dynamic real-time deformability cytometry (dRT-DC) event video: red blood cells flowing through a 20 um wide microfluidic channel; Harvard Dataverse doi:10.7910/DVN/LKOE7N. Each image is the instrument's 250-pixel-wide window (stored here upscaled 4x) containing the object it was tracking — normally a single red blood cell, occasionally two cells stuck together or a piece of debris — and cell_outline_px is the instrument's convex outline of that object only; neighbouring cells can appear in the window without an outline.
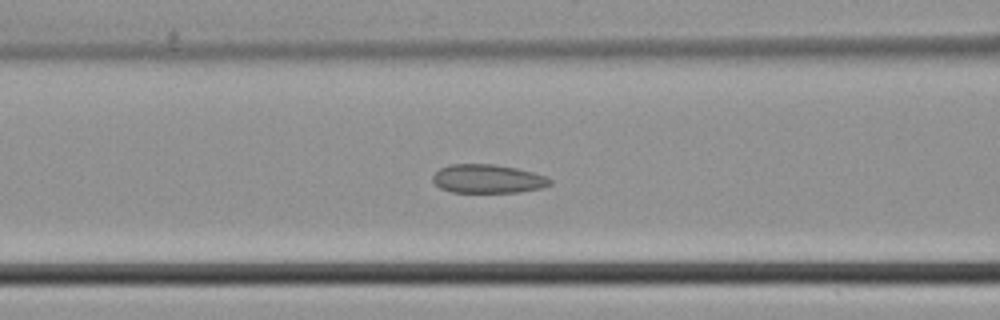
{"species": "common noctule bat (a hibernating species)", "species_latin": "Nyctalus noctula", "temperature_condition": "cold", "stored_images_in_passage": 35, "camera_frame_rate_fps": 3000, "um_per_image_px": 0.085, "animal": {"sex": "male", "body_mass_g": 21.5, "forearm_length_mm": 52.0}, "frame": {"image": 1, "passage_image": 7, "time_ms": 2.0, "image_size_px": [1000, 320], "cell_outline_px": [[552, 184], [540, 188], [520, 192], [452, 192], [440, 188], [432, 180], [432, 176], [440, 168], [448, 164], [492, 164], [516, 168], [548, 176], [552, 180]], "centroid_in_image_um": [41.47, 15.19], "position_along_channel_um": 125.1, "area_um2": 19.65}}
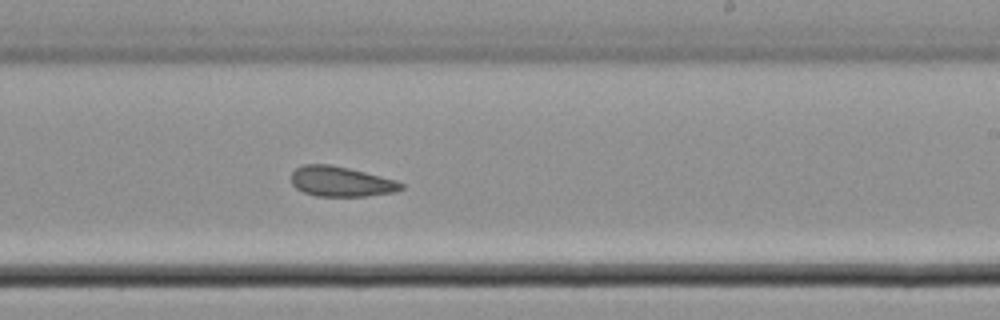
{"frame": {"image": 2, "passage_image": 16, "time_ms": 5.0, "image_size_px": [1000, 320], "cell_outline_px": [[404, 188], [396, 192], [368, 196], [316, 196], [304, 192], [296, 188], [292, 184], [292, 172], [296, 168], [304, 164], [328, 164], [348, 168], [396, 180], [404, 184]], "centroid_in_image_um": [29.0, 15.44], "position_along_channel_um": 260.0, "area_um2": 19.25}}
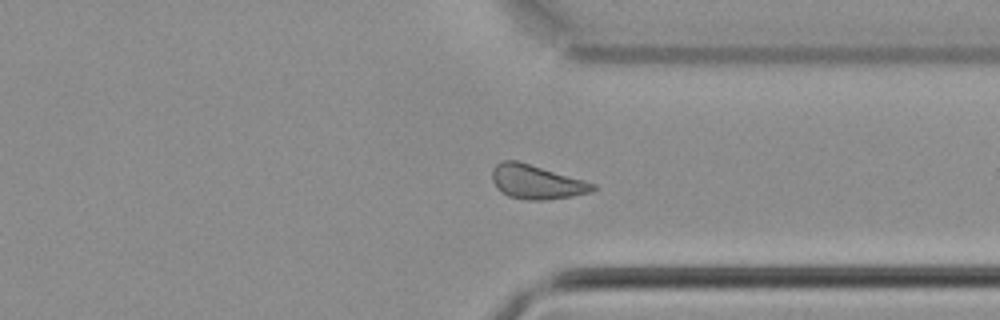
{"frame": {"image": 3, "passage_image": 23, "time_ms": 7.333, "image_size_px": [1000, 320], "cell_outline_px": [[600, 188], [592, 192], [572, 196], [548, 200], [528, 200], [508, 196], [496, 188], [492, 180], [492, 168], [496, 164], [504, 160], [516, 160], [584, 180], [596, 184]], "centroid_in_image_um": [45.62, 15.48], "position_along_channel_um": 365.8, "area_um2": 20.11}}